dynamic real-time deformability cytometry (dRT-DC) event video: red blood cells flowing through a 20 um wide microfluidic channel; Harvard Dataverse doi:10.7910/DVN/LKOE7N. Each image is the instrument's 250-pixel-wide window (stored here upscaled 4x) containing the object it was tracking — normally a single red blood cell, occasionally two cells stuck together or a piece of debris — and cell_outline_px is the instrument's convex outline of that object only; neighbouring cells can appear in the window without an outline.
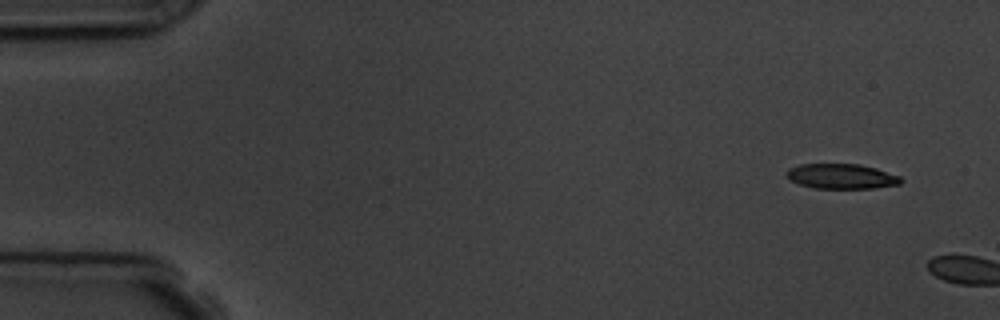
{"species": "common noctule bat (a hibernating species)", "species_latin": "Nyctalus noctula", "temperature_condition": "room temperature", "stored_images_in_passage": 4, "camera_frame_rate_fps": 3000, "um_per_image_px": 0.085, "animal": {"sex": "male", "body_mass_g": 19.5, "forearm_length_mm": 54.6}, "frame": {"image": 1, "passage_image": 1, "time_ms": 0.0, "image_size_px": [1000, 320], "cell_outline_px": [[904, 180], [900, 184], [876, 188], [812, 188], [800, 184], [792, 180], [784, 172], [788, 168], [800, 164], [860, 164], [876, 168], [900, 176]], "centroid_in_image_um": [71.55, 14.98], "position_along_channel_um": 13.5, "area_um2": 16.7}}